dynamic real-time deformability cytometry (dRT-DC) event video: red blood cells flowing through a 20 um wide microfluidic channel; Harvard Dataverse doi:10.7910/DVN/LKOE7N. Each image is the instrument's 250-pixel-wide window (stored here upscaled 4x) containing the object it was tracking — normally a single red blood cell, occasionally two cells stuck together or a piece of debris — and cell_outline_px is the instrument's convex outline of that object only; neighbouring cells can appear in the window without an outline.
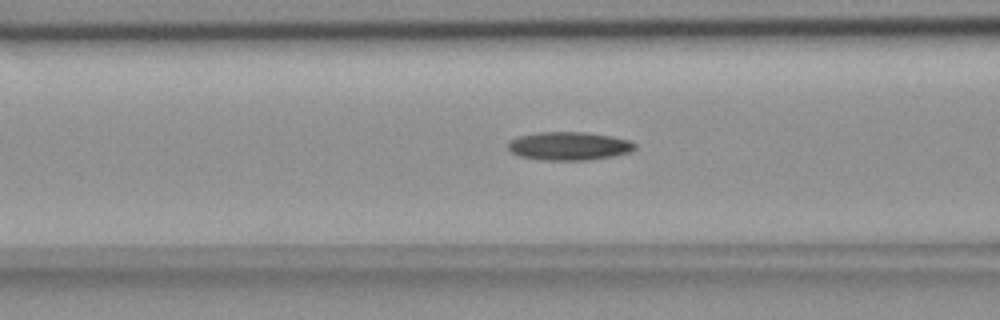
{"species": "common noctule bat (a hibernating species)", "species_latin": "Nyctalus noctula", "temperature_condition": "room temperature", "stored_images_in_passage": 50, "camera_frame_rate_fps": 3000, "um_per_image_px": 0.085, "animal": {"sex": "female", "body_mass_g": 18.4}, "frame": {"image": 1, "passage_image": 22, "time_ms": 7.0, "image_size_px": [1000, 320], "cell_outline_px": [[636, 148], [632, 152], [612, 156], [588, 160], [540, 160], [520, 156], [512, 152], [508, 148], [508, 140], [516, 136], [536, 132], [588, 132], [612, 136], [632, 140], [636, 144]], "centroid_in_image_um": [48.38, 12.4], "position_along_channel_um": 118.2, "area_um2": 21.33}}
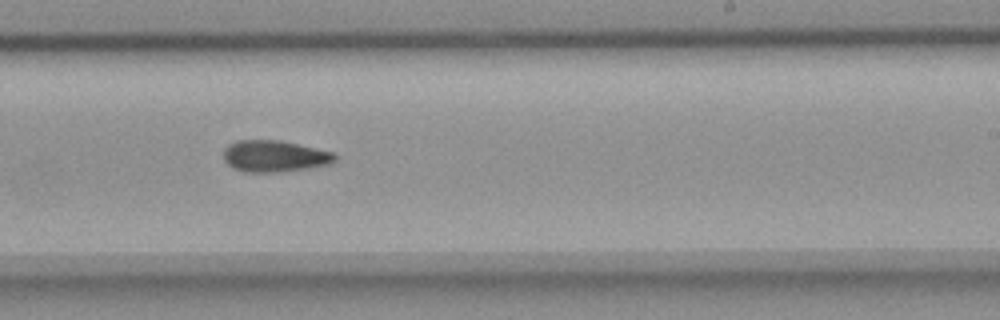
{"frame": {"image": 2, "passage_image": 34, "time_ms": 11.0, "image_size_px": [1000, 320], "cell_outline_px": [[336, 160], [328, 164], [308, 168], [280, 172], [244, 172], [232, 168], [224, 160], [224, 148], [228, 144], [236, 140], [280, 140], [332, 152], [336, 156]], "centroid_in_image_um": [23.28, 13.27], "position_along_channel_um": 265.7, "area_um2": 20.46}}
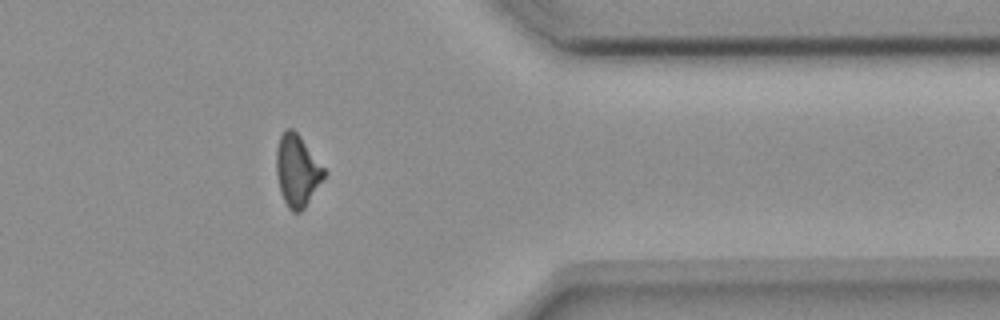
{"frame": {"image": 3, "passage_image": 45, "time_ms": 14.667, "image_size_px": [1000, 320], "cell_outline_px": [[328, 172], [304, 208], [300, 212], [292, 212], [288, 208], [280, 192], [276, 172], [276, 148], [280, 136], [284, 128], [292, 128], [300, 136]], "centroid_in_image_um": [25.26, 14.49], "position_along_channel_um": 386.1, "area_um2": 20.06}}